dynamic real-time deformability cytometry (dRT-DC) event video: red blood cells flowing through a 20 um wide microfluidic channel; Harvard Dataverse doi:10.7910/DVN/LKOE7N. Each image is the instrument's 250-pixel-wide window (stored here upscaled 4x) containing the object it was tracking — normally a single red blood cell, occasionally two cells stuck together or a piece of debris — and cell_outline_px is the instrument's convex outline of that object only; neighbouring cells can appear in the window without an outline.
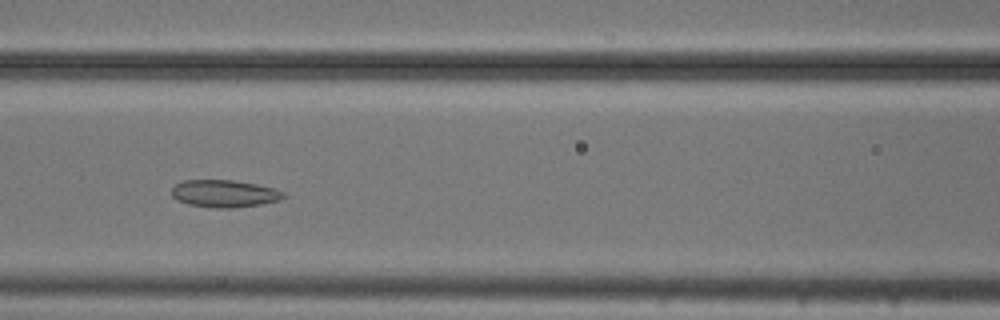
{"species": "common noctule bat (a hibernating species)", "species_latin": "Nyctalus noctula", "temperature_condition": "cold", "stored_images_in_passage": 54, "camera_frame_rate_fps": 3000, "um_per_image_px": 0.085, "animal": {"sex": "male", "body_mass_g": 20.5, "forearm_length_mm": 52.5}, "frame": {"image": 1, "passage_image": 23, "time_ms": 7.333, "image_size_px": [1000, 320], "cell_outline_px": [[284, 196], [280, 200], [260, 204], [232, 208], [216, 208], [188, 204], [176, 200], [172, 196], [172, 188], [176, 184], [184, 180], [232, 180], [256, 184], [272, 188], [284, 192]], "centroid_in_image_um": [19.04, 16.45], "position_along_channel_um": 147.6, "area_um2": 17.69}}
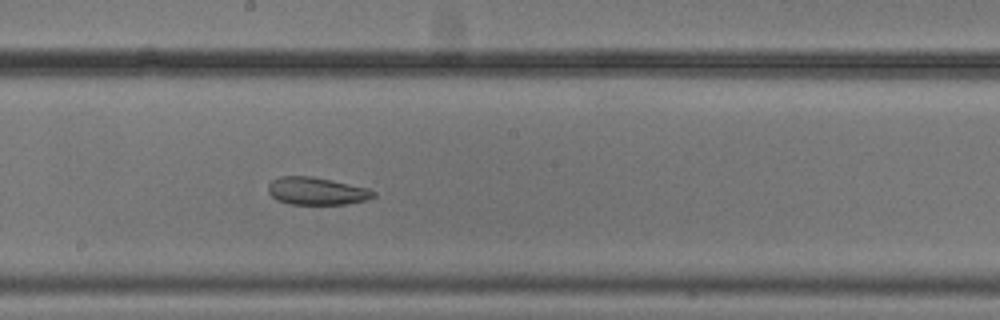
{"frame": {"image": 2, "passage_image": 29, "time_ms": 9.333, "image_size_px": [1000, 320], "cell_outline_px": [[376, 196], [364, 200], [348, 204], [288, 204], [276, 200], [268, 192], [268, 184], [272, 180], [280, 176], [312, 176], [368, 188], [376, 192]], "centroid_in_image_um": [26.89, 16.24], "position_along_channel_um": 221.3, "area_um2": 16.94}}
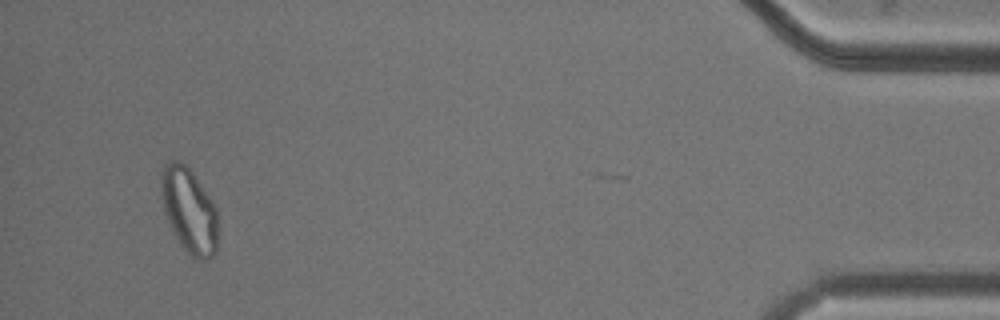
{"frame": {"image": 3, "passage_image": 51, "time_ms": 16.667, "image_size_px": [1000, 320], "cell_outline_px": [[216, 252], [208, 260], [192, 260], [188, 256], [172, 232], [164, 212], [160, 192], [160, 176], [164, 164], [168, 160], [180, 160], [192, 172], [212, 200], [216, 208]], "centroid_in_image_um": [16.03, 17.91], "position_along_channel_um": 419.2, "area_um2": 28.55}, "authors_computed_cell_mechanics": {"area_um2": 24.3049, "velocity_mm_per_s": 3.6957, "shape_relaxation_time_tau1_ms": null, "shape_relaxation_time_tau2_ms": 3.0241, "deformation_change_tau1": null, "deformation_change_tau2": 0.0967}}